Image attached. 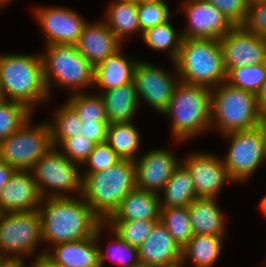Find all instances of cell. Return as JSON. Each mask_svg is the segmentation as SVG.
<instances>
[{
    "label": "cell",
    "mask_w": 266,
    "mask_h": 267,
    "mask_svg": "<svg viewBox=\"0 0 266 267\" xmlns=\"http://www.w3.org/2000/svg\"><path fill=\"white\" fill-rule=\"evenodd\" d=\"M130 122H116L108 125L106 142L121 160L135 161L140 154L141 135L138 128Z\"/></svg>",
    "instance_id": "obj_29"
},
{
    "label": "cell",
    "mask_w": 266,
    "mask_h": 267,
    "mask_svg": "<svg viewBox=\"0 0 266 267\" xmlns=\"http://www.w3.org/2000/svg\"><path fill=\"white\" fill-rule=\"evenodd\" d=\"M112 237L108 242V249L103 250L99 245V262L100 267H103L106 260H111L118 267H132L139 261L138 248L130 245L128 242L122 240L113 230L108 226Z\"/></svg>",
    "instance_id": "obj_34"
},
{
    "label": "cell",
    "mask_w": 266,
    "mask_h": 267,
    "mask_svg": "<svg viewBox=\"0 0 266 267\" xmlns=\"http://www.w3.org/2000/svg\"><path fill=\"white\" fill-rule=\"evenodd\" d=\"M42 196L31 170H15L0 192V211L23 212L38 210Z\"/></svg>",
    "instance_id": "obj_19"
},
{
    "label": "cell",
    "mask_w": 266,
    "mask_h": 267,
    "mask_svg": "<svg viewBox=\"0 0 266 267\" xmlns=\"http://www.w3.org/2000/svg\"><path fill=\"white\" fill-rule=\"evenodd\" d=\"M25 258H2L0 260V267H37V260L33 259L32 263L28 266L24 262Z\"/></svg>",
    "instance_id": "obj_45"
},
{
    "label": "cell",
    "mask_w": 266,
    "mask_h": 267,
    "mask_svg": "<svg viewBox=\"0 0 266 267\" xmlns=\"http://www.w3.org/2000/svg\"><path fill=\"white\" fill-rule=\"evenodd\" d=\"M95 143L84 136L64 139L57 148L71 161L83 165L95 147ZM62 149V150H61Z\"/></svg>",
    "instance_id": "obj_40"
},
{
    "label": "cell",
    "mask_w": 266,
    "mask_h": 267,
    "mask_svg": "<svg viewBox=\"0 0 266 267\" xmlns=\"http://www.w3.org/2000/svg\"><path fill=\"white\" fill-rule=\"evenodd\" d=\"M13 1L15 2V0H0V10H1L4 6L6 7L7 4H11Z\"/></svg>",
    "instance_id": "obj_52"
},
{
    "label": "cell",
    "mask_w": 266,
    "mask_h": 267,
    "mask_svg": "<svg viewBox=\"0 0 266 267\" xmlns=\"http://www.w3.org/2000/svg\"><path fill=\"white\" fill-rule=\"evenodd\" d=\"M220 41L226 72L239 66L266 62V38L234 26Z\"/></svg>",
    "instance_id": "obj_16"
},
{
    "label": "cell",
    "mask_w": 266,
    "mask_h": 267,
    "mask_svg": "<svg viewBox=\"0 0 266 267\" xmlns=\"http://www.w3.org/2000/svg\"><path fill=\"white\" fill-rule=\"evenodd\" d=\"M175 65L183 83L212 89L227 79L218 39L183 38Z\"/></svg>",
    "instance_id": "obj_6"
},
{
    "label": "cell",
    "mask_w": 266,
    "mask_h": 267,
    "mask_svg": "<svg viewBox=\"0 0 266 267\" xmlns=\"http://www.w3.org/2000/svg\"><path fill=\"white\" fill-rule=\"evenodd\" d=\"M109 122H85L82 124L80 136L98 144L106 142Z\"/></svg>",
    "instance_id": "obj_43"
},
{
    "label": "cell",
    "mask_w": 266,
    "mask_h": 267,
    "mask_svg": "<svg viewBox=\"0 0 266 267\" xmlns=\"http://www.w3.org/2000/svg\"><path fill=\"white\" fill-rule=\"evenodd\" d=\"M160 222L168 229L181 249L194 235L188 207L161 208Z\"/></svg>",
    "instance_id": "obj_33"
},
{
    "label": "cell",
    "mask_w": 266,
    "mask_h": 267,
    "mask_svg": "<svg viewBox=\"0 0 266 267\" xmlns=\"http://www.w3.org/2000/svg\"><path fill=\"white\" fill-rule=\"evenodd\" d=\"M4 100V97L2 95V92H1V88H0V103Z\"/></svg>",
    "instance_id": "obj_55"
},
{
    "label": "cell",
    "mask_w": 266,
    "mask_h": 267,
    "mask_svg": "<svg viewBox=\"0 0 266 267\" xmlns=\"http://www.w3.org/2000/svg\"><path fill=\"white\" fill-rule=\"evenodd\" d=\"M132 267H158L155 266L153 264L147 263V262H143V261H138L135 265H133Z\"/></svg>",
    "instance_id": "obj_51"
},
{
    "label": "cell",
    "mask_w": 266,
    "mask_h": 267,
    "mask_svg": "<svg viewBox=\"0 0 266 267\" xmlns=\"http://www.w3.org/2000/svg\"><path fill=\"white\" fill-rule=\"evenodd\" d=\"M33 12L41 27L45 46L75 45L82 34L83 27L88 22L78 11L66 6H37Z\"/></svg>",
    "instance_id": "obj_13"
},
{
    "label": "cell",
    "mask_w": 266,
    "mask_h": 267,
    "mask_svg": "<svg viewBox=\"0 0 266 267\" xmlns=\"http://www.w3.org/2000/svg\"><path fill=\"white\" fill-rule=\"evenodd\" d=\"M13 166L8 165L0 159V192L3 190L5 185L9 182L10 177L15 172Z\"/></svg>",
    "instance_id": "obj_44"
},
{
    "label": "cell",
    "mask_w": 266,
    "mask_h": 267,
    "mask_svg": "<svg viewBox=\"0 0 266 267\" xmlns=\"http://www.w3.org/2000/svg\"><path fill=\"white\" fill-rule=\"evenodd\" d=\"M41 218L38 210L4 212L0 215V257L31 258L45 255L37 246L42 244Z\"/></svg>",
    "instance_id": "obj_8"
},
{
    "label": "cell",
    "mask_w": 266,
    "mask_h": 267,
    "mask_svg": "<svg viewBox=\"0 0 266 267\" xmlns=\"http://www.w3.org/2000/svg\"><path fill=\"white\" fill-rule=\"evenodd\" d=\"M259 207L260 210L262 211L263 216L266 217V195L261 199Z\"/></svg>",
    "instance_id": "obj_50"
},
{
    "label": "cell",
    "mask_w": 266,
    "mask_h": 267,
    "mask_svg": "<svg viewBox=\"0 0 266 267\" xmlns=\"http://www.w3.org/2000/svg\"><path fill=\"white\" fill-rule=\"evenodd\" d=\"M0 88L5 100L20 102L35 112L51 100L44 78L41 52L0 54Z\"/></svg>",
    "instance_id": "obj_2"
},
{
    "label": "cell",
    "mask_w": 266,
    "mask_h": 267,
    "mask_svg": "<svg viewBox=\"0 0 266 267\" xmlns=\"http://www.w3.org/2000/svg\"><path fill=\"white\" fill-rule=\"evenodd\" d=\"M53 112V118L48 121L51 128L53 147H57L64 139L80 136L83 122L67 102Z\"/></svg>",
    "instance_id": "obj_31"
},
{
    "label": "cell",
    "mask_w": 266,
    "mask_h": 267,
    "mask_svg": "<svg viewBox=\"0 0 266 267\" xmlns=\"http://www.w3.org/2000/svg\"><path fill=\"white\" fill-rule=\"evenodd\" d=\"M221 137L229 142L227 155L222 160L230 179L234 184L247 182L263 162H266V150L261 130L256 127L228 133Z\"/></svg>",
    "instance_id": "obj_11"
},
{
    "label": "cell",
    "mask_w": 266,
    "mask_h": 267,
    "mask_svg": "<svg viewBox=\"0 0 266 267\" xmlns=\"http://www.w3.org/2000/svg\"><path fill=\"white\" fill-rule=\"evenodd\" d=\"M33 114L26 105L4 99L0 103V142L19 130Z\"/></svg>",
    "instance_id": "obj_35"
},
{
    "label": "cell",
    "mask_w": 266,
    "mask_h": 267,
    "mask_svg": "<svg viewBox=\"0 0 266 267\" xmlns=\"http://www.w3.org/2000/svg\"><path fill=\"white\" fill-rule=\"evenodd\" d=\"M144 2H166V0H141Z\"/></svg>",
    "instance_id": "obj_54"
},
{
    "label": "cell",
    "mask_w": 266,
    "mask_h": 267,
    "mask_svg": "<svg viewBox=\"0 0 266 267\" xmlns=\"http://www.w3.org/2000/svg\"><path fill=\"white\" fill-rule=\"evenodd\" d=\"M226 236L193 235L182 248V259L193 267H213L218 263ZM217 262V263H216Z\"/></svg>",
    "instance_id": "obj_28"
},
{
    "label": "cell",
    "mask_w": 266,
    "mask_h": 267,
    "mask_svg": "<svg viewBox=\"0 0 266 267\" xmlns=\"http://www.w3.org/2000/svg\"><path fill=\"white\" fill-rule=\"evenodd\" d=\"M184 12L186 25L182 28L183 38L221 39L234 25L213 4L206 0H184L177 12Z\"/></svg>",
    "instance_id": "obj_14"
},
{
    "label": "cell",
    "mask_w": 266,
    "mask_h": 267,
    "mask_svg": "<svg viewBox=\"0 0 266 267\" xmlns=\"http://www.w3.org/2000/svg\"><path fill=\"white\" fill-rule=\"evenodd\" d=\"M210 111L211 130L220 135L256 128L262 116L255 94L226 81L211 89Z\"/></svg>",
    "instance_id": "obj_7"
},
{
    "label": "cell",
    "mask_w": 266,
    "mask_h": 267,
    "mask_svg": "<svg viewBox=\"0 0 266 267\" xmlns=\"http://www.w3.org/2000/svg\"><path fill=\"white\" fill-rule=\"evenodd\" d=\"M44 51L41 56L50 98L53 86L68 90L71 94L85 92L84 88H93L95 66L78 51L76 45H46Z\"/></svg>",
    "instance_id": "obj_5"
},
{
    "label": "cell",
    "mask_w": 266,
    "mask_h": 267,
    "mask_svg": "<svg viewBox=\"0 0 266 267\" xmlns=\"http://www.w3.org/2000/svg\"><path fill=\"white\" fill-rule=\"evenodd\" d=\"M38 212L43 244L48 246L91 237L104 223L82 195L42 198Z\"/></svg>",
    "instance_id": "obj_1"
},
{
    "label": "cell",
    "mask_w": 266,
    "mask_h": 267,
    "mask_svg": "<svg viewBox=\"0 0 266 267\" xmlns=\"http://www.w3.org/2000/svg\"><path fill=\"white\" fill-rule=\"evenodd\" d=\"M265 77L266 62H263L250 66L232 68L227 73L226 82L234 87L257 95Z\"/></svg>",
    "instance_id": "obj_37"
},
{
    "label": "cell",
    "mask_w": 266,
    "mask_h": 267,
    "mask_svg": "<svg viewBox=\"0 0 266 267\" xmlns=\"http://www.w3.org/2000/svg\"><path fill=\"white\" fill-rule=\"evenodd\" d=\"M159 196L161 208L188 207L197 198L194 181L182 163L176 168Z\"/></svg>",
    "instance_id": "obj_27"
},
{
    "label": "cell",
    "mask_w": 266,
    "mask_h": 267,
    "mask_svg": "<svg viewBox=\"0 0 266 267\" xmlns=\"http://www.w3.org/2000/svg\"><path fill=\"white\" fill-rule=\"evenodd\" d=\"M122 44L107 24L99 19L85 24L75 45L78 51L96 66L106 56L116 52Z\"/></svg>",
    "instance_id": "obj_20"
},
{
    "label": "cell",
    "mask_w": 266,
    "mask_h": 267,
    "mask_svg": "<svg viewBox=\"0 0 266 267\" xmlns=\"http://www.w3.org/2000/svg\"><path fill=\"white\" fill-rule=\"evenodd\" d=\"M171 64L174 68L169 72L140 59L134 70L133 82L140 105L144 101L161 115L170 105L173 91L180 82L175 62Z\"/></svg>",
    "instance_id": "obj_12"
},
{
    "label": "cell",
    "mask_w": 266,
    "mask_h": 267,
    "mask_svg": "<svg viewBox=\"0 0 266 267\" xmlns=\"http://www.w3.org/2000/svg\"><path fill=\"white\" fill-rule=\"evenodd\" d=\"M82 176V197L103 222L115 212L121 201L136 188L133 160H121L106 170L82 174Z\"/></svg>",
    "instance_id": "obj_4"
},
{
    "label": "cell",
    "mask_w": 266,
    "mask_h": 267,
    "mask_svg": "<svg viewBox=\"0 0 266 267\" xmlns=\"http://www.w3.org/2000/svg\"><path fill=\"white\" fill-rule=\"evenodd\" d=\"M211 88L179 82L162 114L171 120L174 143L191 141L211 130Z\"/></svg>",
    "instance_id": "obj_3"
},
{
    "label": "cell",
    "mask_w": 266,
    "mask_h": 267,
    "mask_svg": "<svg viewBox=\"0 0 266 267\" xmlns=\"http://www.w3.org/2000/svg\"><path fill=\"white\" fill-rule=\"evenodd\" d=\"M37 267H64L51 262L45 255L37 260Z\"/></svg>",
    "instance_id": "obj_47"
},
{
    "label": "cell",
    "mask_w": 266,
    "mask_h": 267,
    "mask_svg": "<svg viewBox=\"0 0 266 267\" xmlns=\"http://www.w3.org/2000/svg\"><path fill=\"white\" fill-rule=\"evenodd\" d=\"M157 221L160 220H106L104 223L122 240L139 248Z\"/></svg>",
    "instance_id": "obj_36"
},
{
    "label": "cell",
    "mask_w": 266,
    "mask_h": 267,
    "mask_svg": "<svg viewBox=\"0 0 266 267\" xmlns=\"http://www.w3.org/2000/svg\"><path fill=\"white\" fill-rule=\"evenodd\" d=\"M186 263L184 262V260L181 258L173 263H169V264H165L163 266L160 267H186L185 265Z\"/></svg>",
    "instance_id": "obj_49"
},
{
    "label": "cell",
    "mask_w": 266,
    "mask_h": 267,
    "mask_svg": "<svg viewBox=\"0 0 266 267\" xmlns=\"http://www.w3.org/2000/svg\"><path fill=\"white\" fill-rule=\"evenodd\" d=\"M70 95L66 102L76 111L83 123L109 122L104 100L99 93L85 91Z\"/></svg>",
    "instance_id": "obj_32"
},
{
    "label": "cell",
    "mask_w": 266,
    "mask_h": 267,
    "mask_svg": "<svg viewBox=\"0 0 266 267\" xmlns=\"http://www.w3.org/2000/svg\"><path fill=\"white\" fill-rule=\"evenodd\" d=\"M119 1H123V2H133V3H137L139 4L141 2V0H119Z\"/></svg>",
    "instance_id": "obj_53"
},
{
    "label": "cell",
    "mask_w": 266,
    "mask_h": 267,
    "mask_svg": "<svg viewBox=\"0 0 266 267\" xmlns=\"http://www.w3.org/2000/svg\"><path fill=\"white\" fill-rule=\"evenodd\" d=\"M138 253L140 261L158 267L182 258L181 247L160 221L155 223L147 239L138 248Z\"/></svg>",
    "instance_id": "obj_22"
},
{
    "label": "cell",
    "mask_w": 266,
    "mask_h": 267,
    "mask_svg": "<svg viewBox=\"0 0 266 267\" xmlns=\"http://www.w3.org/2000/svg\"><path fill=\"white\" fill-rule=\"evenodd\" d=\"M136 188L159 194L181 160L171 150L152 148L135 161Z\"/></svg>",
    "instance_id": "obj_17"
},
{
    "label": "cell",
    "mask_w": 266,
    "mask_h": 267,
    "mask_svg": "<svg viewBox=\"0 0 266 267\" xmlns=\"http://www.w3.org/2000/svg\"><path fill=\"white\" fill-rule=\"evenodd\" d=\"M242 26L249 32L266 38V0L250 1L247 18Z\"/></svg>",
    "instance_id": "obj_42"
},
{
    "label": "cell",
    "mask_w": 266,
    "mask_h": 267,
    "mask_svg": "<svg viewBox=\"0 0 266 267\" xmlns=\"http://www.w3.org/2000/svg\"><path fill=\"white\" fill-rule=\"evenodd\" d=\"M160 196L135 188L107 220H160Z\"/></svg>",
    "instance_id": "obj_24"
},
{
    "label": "cell",
    "mask_w": 266,
    "mask_h": 267,
    "mask_svg": "<svg viewBox=\"0 0 266 267\" xmlns=\"http://www.w3.org/2000/svg\"><path fill=\"white\" fill-rule=\"evenodd\" d=\"M103 223L91 237L73 242H62L51 246L45 256L54 264L64 267H100L99 244L104 231Z\"/></svg>",
    "instance_id": "obj_18"
},
{
    "label": "cell",
    "mask_w": 266,
    "mask_h": 267,
    "mask_svg": "<svg viewBox=\"0 0 266 267\" xmlns=\"http://www.w3.org/2000/svg\"><path fill=\"white\" fill-rule=\"evenodd\" d=\"M32 118L0 142V159L16 170H30L53 148L48 121L34 125Z\"/></svg>",
    "instance_id": "obj_10"
},
{
    "label": "cell",
    "mask_w": 266,
    "mask_h": 267,
    "mask_svg": "<svg viewBox=\"0 0 266 267\" xmlns=\"http://www.w3.org/2000/svg\"><path fill=\"white\" fill-rule=\"evenodd\" d=\"M256 96L260 110L262 112H266V77L261 85L259 93Z\"/></svg>",
    "instance_id": "obj_46"
},
{
    "label": "cell",
    "mask_w": 266,
    "mask_h": 267,
    "mask_svg": "<svg viewBox=\"0 0 266 267\" xmlns=\"http://www.w3.org/2000/svg\"><path fill=\"white\" fill-rule=\"evenodd\" d=\"M258 127L263 134L264 145L266 150V112H262L261 120L259 121Z\"/></svg>",
    "instance_id": "obj_48"
},
{
    "label": "cell",
    "mask_w": 266,
    "mask_h": 267,
    "mask_svg": "<svg viewBox=\"0 0 266 267\" xmlns=\"http://www.w3.org/2000/svg\"><path fill=\"white\" fill-rule=\"evenodd\" d=\"M102 96L109 124L133 121L140 103L134 82L115 89L98 91Z\"/></svg>",
    "instance_id": "obj_25"
},
{
    "label": "cell",
    "mask_w": 266,
    "mask_h": 267,
    "mask_svg": "<svg viewBox=\"0 0 266 267\" xmlns=\"http://www.w3.org/2000/svg\"><path fill=\"white\" fill-rule=\"evenodd\" d=\"M173 14L167 2H144L138 4V17L142 33L169 21Z\"/></svg>",
    "instance_id": "obj_38"
},
{
    "label": "cell",
    "mask_w": 266,
    "mask_h": 267,
    "mask_svg": "<svg viewBox=\"0 0 266 267\" xmlns=\"http://www.w3.org/2000/svg\"><path fill=\"white\" fill-rule=\"evenodd\" d=\"M142 39L148 48L155 51H166L171 62H175L183 40L182 32L174 28L171 21L157 25L142 33Z\"/></svg>",
    "instance_id": "obj_30"
},
{
    "label": "cell",
    "mask_w": 266,
    "mask_h": 267,
    "mask_svg": "<svg viewBox=\"0 0 266 267\" xmlns=\"http://www.w3.org/2000/svg\"><path fill=\"white\" fill-rule=\"evenodd\" d=\"M213 153L194 151L181 160L191 174L197 197L219 198L220 190L233 182L222 158Z\"/></svg>",
    "instance_id": "obj_15"
},
{
    "label": "cell",
    "mask_w": 266,
    "mask_h": 267,
    "mask_svg": "<svg viewBox=\"0 0 266 267\" xmlns=\"http://www.w3.org/2000/svg\"><path fill=\"white\" fill-rule=\"evenodd\" d=\"M80 166L53 147L30 170L42 198L77 197L83 191Z\"/></svg>",
    "instance_id": "obj_9"
},
{
    "label": "cell",
    "mask_w": 266,
    "mask_h": 267,
    "mask_svg": "<svg viewBox=\"0 0 266 267\" xmlns=\"http://www.w3.org/2000/svg\"><path fill=\"white\" fill-rule=\"evenodd\" d=\"M139 60L127 56L121 46L95 66L93 88L106 91L133 82L134 70Z\"/></svg>",
    "instance_id": "obj_21"
},
{
    "label": "cell",
    "mask_w": 266,
    "mask_h": 267,
    "mask_svg": "<svg viewBox=\"0 0 266 267\" xmlns=\"http://www.w3.org/2000/svg\"><path fill=\"white\" fill-rule=\"evenodd\" d=\"M215 5L234 26H242L247 18L250 0H206Z\"/></svg>",
    "instance_id": "obj_41"
},
{
    "label": "cell",
    "mask_w": 266,
    "mask_h": 267,
    "mask_svg": "<svg viewBox=\"0 0 266 267\" xmlns=\"http://www.w3.org/2000/svg\"><path fill=\"white\" fill-rule=\"evenodd\" d=\"M121 161L120 157L109 146L107 142L98 143L88 159L81 166L82 174H90L97 171L106 170Z\"/></svg>",
    "instance_id": "obj_39"
},
{
    "label": "cell",
    "mask_w": 266,
    "mask_h": 267,
    "mask_svg": "<svg viewBox=\"0 0 266 267\" xmlns=\"http://www.w3.org/2000/svg\"><path fill=\"white\" fill-rule=\"evenodd\" d=\"M218 198L197 197L188 206L194 235L227 236L226 214Z\"/></svg>",
    "instance_id": "obj_23"
},
{
    "label": "cell",
    "mask_w": 266,
    "mask_h": 267,
    "mask_svg": "<svg viewBox=\"0 0 266 267\" xmlns=\"http://www.w3.org/2000/svg\"><path fill=\"white\" fill-rule=\"evenodd\" d=\"M105 12L103 21L122 43L138 32L142 36L137 3L111 0Z\"/></svg>",
    "instance_id": "obj_26"
}]
</instances>
